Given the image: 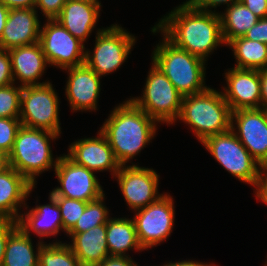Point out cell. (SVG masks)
<instances>
[{
	"instance_id": "1",
	"label": "cell",
	"mask_w": 267,
	"mask_h": 266,
	"mask_svg": "<svg viewBox=\"0 0 267 266\" xmlns=\"http://www.w3.org/2000/svg\"><path fill=\"white\" fill-rule=\"evenodd\" d=\"M151 29L153 34L161 31L175 46L205 61L217 46L225 43L219 13L201 11L188 0Z\"/></svg>"
},
{
	"instance_id": "2",
	"label": "cell",
	"mask_w": 267,
	"mask_h": 266,
	"mask_svg": "<svg viewBox=\"0 0 267 266\" xmlns=\"http://www.w3.org/2000/svg\"><path fill=\"white\" fill-rule=\"evenodd\" d=\"M123 103L115 106L99 130L121 166L141 152L154 139L157 130L156 121L130 99Z\"/></svg>"
},
{
	"instance_id": "3",
	"label": "cell",
	"mask_w": 267,
	"mask_h": 266,
	"mask_svg": "<svg viewBox=\"0 0 267 266\" xmlns=\"http://www.w3.org/2000/svg\"><path fill=\"white\" fill-rule=\"evenodd\" d=\"M232 110L221 92L211 87L183 97L178 119L188 124L202 143L208 137L231 130Z\"/></svg>"
},
{
	"instance_id": "4",
	"label": "cell",
	"mask_w": 267,
	"mask_h": 266,
	"mask_svg": "<svg viewBox=\"0 0 267 266\" xmlns=\"http://www.w3.org/2000/svg\"><path fill=\"white\" fill-rule=\"evenodd\" d=\"M152 62L182 96L205 91V60L175 46L164 35L152 52Z\"/></svg>"
},
{
	"instance_id": "5",
	"label": "cell",
	"mask_w": 267,
	"mask_h": 266,
	"mask_svg": "<svg viewBox=\"0 0 267 266\" xmlns=\"http://www.w3.org/2000/svg\"><path fill=\"white\" fill-rule=\"evenodd\" d=\"M59 136L47 130L22 125L8 154L10 167L35 186L36 176L57 166L59 157L54 160L50 140Z\"/></svg>"
},
{
	"instance_id": "6",
	"label": "cell",
	"mask_w": 267,
	"mask_h": 266,
	"mask_svg": "<svg viewBox=\"0 0 267 266\" xmlns=\"http://www.w3.org/2000/svg\"><path fill=\"white\" fill-rule=\"evenodd\" d=\"M142 94L130 100L157 123L172 125L178 120L184 96L153 62Z\"/></svg>"
},
{
	"instance_id": "7",
	"label": "cell",
	"mask_w": 267,
	"mask_h": 266,
	"mask_svg": "<svg viewBox=\"0 0 267 266\" xmlns=\"http://www.w3.org/2000/svg\"><path fill=\"white\" fill-rule=\"evenodd\" d=\"M202 144L233 177L258 187L262 166L250 155L233 131L208 137Z\"/></svg>"
},
{
	"instance_id": "8",
	"label": "cell",
	"mask_w": 267,
	"mask_h": 266,
	"mask_svg": "<svg viewBox=\"0 0 267 266\" xmlns=\"http://www.w3.org/2000/svg\"><path fill=\"white\" fill-rule=\"evenodd\" d=\"M95 39L94 51L86 50L85 64L100 77L119 69L136 43V37L117 24L98 29Z\"/></svg>"
},
{
	"instance_id": "9",
	"label": "cell",
	"mask_w": 267,
	"mask_h": 266,
	"mask_svg": "<svg viewBox=\"0 0 267 266\" xmlns=\"http://www.w3.org/2000/svg\"><path fill=\"white\" fill-rule=\"evenodd\" d=\"M59 102L51 82L22 87L21 124L60 135Z\"/></svg>"
},
{
	"instance_id": "10",
	"label": "cell",
	"mask_w": 267,
	"mask_h": 266,
	"mask_svg": "<svg viewBox=\"0 0 267 266\" xmlns=\"http://www.w3.org/2000/svg\"><path fill=\"white\" fill-rule=\"evenodd\" d=\"M174 208L173 198L166 193L145 208L133 211L136 212L133 221L137 238L143 250L160 245L171 235L175 219Z\"/></svg>"
},
{
	"instance_id": "11",
	"label": "cell",
	"mask_w": 267,
	"mask_h": 266,
	"mask_svg": "<svg viewBox=\"0 0 267 266\" xmlns=\"http://www.w3.org/2000/svg\"><path fill=\"white\" fill-rule=\"evenodd\" d=\"M40 28V44L51 66L65 69L85 64V44L55 19H46Z\"/></svg>"
},
{
	"instance_id": "12",
	"label": "cell",
	"mask_w": 267,
	"mask_h": 266,
	"mask_svg": "<svg viewBox=\"0 0 267 266\" xmlns=\"http://www.w3.org/2000/svg\"><path fill=\"white\" fill-rule=\"evenodd\" d=\"M53 169L60 183V187L50 192L53 196L91 202L105 195L95 173L74 163L65 154L59 156L57 166Z\"/></svg>"
},
{
	"instance_id": "13",
	"label": "cell",
	"mask_w": 267,
	"mask_h": 266,
	"mask_svg": "<svg viewBox=\"0 0 267 266\" xmlns=\"http://www.w3.org/2000/svg\"><path fill=\"white\" fill-rule=\"evenodd\" d=\"M114 177L131 210L145 208L164 195L158 192L159 175L153 168L140 167L134 163L123 165Z\"/></svg>"
},
{
	"instance_id": "14",
	"label": "cell",
	"mask_w": 267,
	"mask_h": 266,
	"mask_svg": "<svg viewBox=\"0 0 267 266\" xmlns=\"http://www.w3.org/2000/svg\"><path fill=\"white\" fill-rule=\"evenodd\" d=\"M231 131L262 167L267 165V116L263 107L233 111Z\"/></svg>"
},
{
	"instance_id": "15",
	"label": "cell",
	"mask_w": 267,
	"mask_h": 266,
	"mask_svg": "<svg viewBox=\"0 0 267 266\" xmlns=\"http://www.w3.org/2000/svg\"><path fill=\"white\" fill-rule=\"evenodd\" d=\"M227 87L222 92L232 112L239 109L261 108L260 70L230 68L225 73Z\"/></svg>"
},
{
	"instance_id": "16",
	"label": "cell",
	"mask_w": 267,
	"mask_h": 266,
	"mask_svg": "<svg viewBox=\"0 0 267 266\" xmlns=\"http://www.w3.org/2000/svg\"><path fill=\"white\" fill-rule=\"evenodd\" d=\"M97 135L95 138L78 139L71 143L66 156L93 172L110 170L114 178L121 165L116 160L106 137L100 131Z\"/></svg>"
},
{
	"instance_id": "17",
	"label": "cell",
	"mask_w": 267,
	"mask_h": 266,
	"mask_svg": "<svg viewBox=\"0 0 267 266\" xmlns=\"http://www.w3.org/2000/svg\"><path fill=\"white\" fill-rule=\"evenodd\" d=\"M68 72L65 95L70 109L76 111H95L100 94L101 77L86 64L63 69Z\"/></svg>"
},
{
	"instance_id": "18",
	"label": "cell",
	"mask_w": 267,
	"mask_h": 266,
	"mask_svg": "<svg viewBox=\"0 0 267 266\" xmlns=\"http://www.w3.org/2000/svg\"><path fill=\"white\" fill-rule=\"evenodd\" d=\"M37 13L35 8L10 9L0 49L10 50L39 42L41 23Z\"/></svg>"
},
{
	"instance_id": "19",
	"label": "cell",
	"mask_w": 267,
	"mask_h": 266,
	"mask_svg": "<svg viewBox=\"0 0 267 266\" xmlns=\"http://www.w3.org/2000/svg\"><path fill=\"white\" fill-rule=\"evenodd\" d=\"M8 52L11 59L14 84L16 80H20L21 87L50 82H38V79L42 77L46 70L47 64L49 65L40 42L12 48Z\"/></svg>"
},
{
	"instance_id": "20",
	"label": "cell",
	"mask_w": 267,
	"mask_h": 266,
	"mask_svg": "<svg viewBox=\"0 0 267 266\" xmlns=\"http://www.w3.org/2000/svg\"><path fill=\"white\" fill-rule=\"evenodd\" d=\"M34 188L35 186L12 167L0 172V218L18 221L21 215L19 210L26 207L25 200Z\"/></svg>"
},
{
	"instance_id": "21",
	"label": "cell",
	"mask_w": 267,
	"mask_h": 266,
	"mask_svg": "<svg viewBox=\"0 0 267 266\" xmlns=\"http://www.w3.org/2000/svg\"><path fill=\"white\" fill-rule=\"evenodd\" d=\"M100 10L101 3L66 0L62 11L55 20L84 43L98 22Z\"/></svg>"
},
{
	"instance_id": "22",
	"label": "cell",
	"mask_w": 267,
	"mask_h": 266,
	"mask_svg": "<svg viewBox=\"0 0 267 266\" xmlns=\"http://www.w3.org/2000/svg\"><path fill=\"white\" fill-rule=\"evenodd\" d=\"M49 204L37 205L26 213H22L18 219V226L28 235L31 231L39 238L55 236L63 230L60 209L56 198L50 193Z\"/></svg>"
},
{
	"instance_id": "23",
	"label": "cell",
	"mask_w": 267,
	"mask_h": 266,
	"mask_svg": "<svg viewBox=\"0 0 267 266\" xmlns=\"http://www.w3.org/2000/svg\"><path fill=\"white\" fill-rule=\"evenodd\" d=\"M69 246L82 266H95L110 256L106 240V224L81 233H67Z\"/></svg>"
},
{
	"instance_id": "24",
	"label": "cell",
	"mask_w": 267,
	"mask_h": 266,
	"mask_svg": "<svg viewBox=\"0 0 267 266\" xmlns=\"http://www.w3.org/2000/svg\"><path fill=\"white\" fill-rule=\"evenodd\" d=\"M106 240L110 256H129L128 250L143 251L139 244L133 219L112 218L106 223Z\"/></svg>"
},
{
	"instance_id": "25",
	"label": "cell",
	"mask_w": 267,
	"mask_h": 266,
	"mask_svg": "<svg viewBox=\"0 0 267 266\" xmlns=\"http://www.w3.org/2000/svg\"><path fill=\"white\" fill-rule=\"evenodd\" d=\"M31 238L18 226L8 238L2 266H39V250L45 242L40 240L35 251Z\"/></svg>"
},
{
	"instance_id": "26",
	"label": "cell",
	"mask_w": 267,
	"mask_h": 266,
	"mask_svg": "<svg viewBox=\"0 0 267 266\" xmlns=\"http://www.w3.org/2000/svg\"><path fill=\"white\" fill-rule=\"evenodd\" d=\"M219 15L224 45L235 38L244 36L260 19L241 2L226 7L225 12L219 13Z\"/></svg>"
},
{
	"instance_id": "27",
	"label": "cell",
	"mask_w": 267,
	"mask_h": 266,
	"mask_svg": "<svg viewBox=\"0 0 267 266\" xmlns=\"http://www.w3.org/2000/svg\"><path fill=\"white\" fill-rule=\"evenodd\" d=\"M226 46L232 48L237 63L235 68L254 70L267 68V44L242 36L231 40Z\"/></svg>"
},
{
	"instance_id": "28",
	"label": "cell",
	"mask_w": 267,
	"mask_h": 266,
	"mask_svg": "<svg viewBox=\"0 0 267 266\" xmlns=\"http://www.w3.org/2000/svg\"><path fill=\"white\" fill-rule=\"evenodd\" d=\"M39 266H82L67 243H44L39 250Z\"/></svg>"
},
{
	"instance_id": "29",
	"label": "cell",
	"mask_w": 267,
	"mask_h": 266,
	"mask_svg": "<svg viewBox=\"0 0 267 266\" xmlns=\"http://www.w3.org/2000/svg\"><path fill=\"white\" fill-rule=\"evenodd\" d=\"M104 198L105 195L97 200L88 202L81 217L68 233H81L98 225L106 224L110 218L108 208L103 203Z\"/></svg>"
},
{
	"instance_id": "30",
	"label": "cell",
	"mask_w": 267,
	"mask_h": 266,
	"mask_svg": "<svg viewBox=\"0 0 267 266\" xmlns=\"http://www.w3.org/2000/svg\"><path fill=\"white\" fill-rule=\"evenodd\" d=\"M13 84L0 87V118H19L22 87Z\"/></svg>"
},
{
	"instance_id": "31",
	"label": "cell",
	"mask_w": 267,
	"mask_h": 266,
	"mask_svg": "<svg viewBox=\"0 0 267 266\" xmlns=\"http://www.w3.org/2000/svg\"><path fill=\"white\" fill-rule=\"evenodd\" d=\"M60 209L63 222V231L67 234L81 217L88 202L69 199L63 196H54Z\"/></svg>"
},
{
	"instance_id": "32",
	"label": "cell",
	"mask_w": 267,
	"mask_h": 266,
	"mask_svg": "<svg viewBox=\"0 0 267 266\" xmlns=\"http://www.w3.org/2000/svg\"><path fill=\"white\" fill-rule=\"evenodd\" d=\"M21 126L19 118H0V150L7 154L11 152Z\"/></svg>"
},
{
	"instance_id": "33",
	"label": "cell",
	"mask_w": 267,
	"mask_h": 266,
	"mask_svg": "<svg viewBox=\"0 0 267 266\" xmlns=\"http://www.w3.org/2000/svg\"><path fill=\"white\" fill-rule=\"evenodd\" d=\"M18 227V221L0 218V266L4 261V253L10 234Z\"/></svg>"
},
{
	"instance_id": "34",
	"label": "cell",
	"mask_w": 267,
	"mask_h": 266,
	"mask_svg": "<svg viewBox=\"0 0 267 266\" xmlns=\"http://www.w3.org/2000/svg\"><path fill=\"white\" fill-rule=\"evenodd\" d=\"M14 83L11 59L8 50L0 49V87Z\"/></svg>"
},
{
	"instance_id": "35",
	"label": "cell",
	"mask_w": 267,
	"mask_h": 266,
	"mask_svg": "<svg viewBox=\"0 0 267 266\" xmlns=\"http://www.w3.org/2000/svg\"><path fill=\"white\" fill-rule=\"evenodd\" d=\"M66 0H37L35 9H40L47 19H55L62 11Z\"/></svg>"
},
{
	"instance_id": "36",
	"label": "cell",
	"mask_w": 267,
	"mask_h": 266,
	"mask_svg": "<svg viewBox=\"0 0 267 266\" xmlns=\"http://www.w3.org/2000/svg\"><path fill=\"white\" fill-rule=\"evenodd\" d=\"M252 41H259L267 44V17L259 19L244 35Z\"/></svg>"
},
{
	"instance_id": "37",
	"label": "cell",
	"mask_w": 267,
	"mask_h": 266,
	"mask_svg": "<svg viewBox=\"0 0 267 266\" xmlns=\"http://www.w3.org/2000/svg\"><path fill=\"white\" fill-rule=\"evenodd\" d=\"M195 8L205 12H216L212 11V8H217L222 4H226L227 7L233 3L240 2V0H188ZM210 8V9H209Z\"/></svg>"
},
{
	"instance_id": "38",
	"label": "cell",
	"mask_w": 267,
	"mask_h": 266,
	"mask_svg": "<svg viewBox=\"0 0 267 266\" xmlns=\"http://www.w3.org/2000/svg\"><path fill=\"white\" fill-rule=\"evenodd\" d=\"M257 17H267V0H240Z\"/></svg>"
},
{
	"instance_id": "39",
	"label": "cell",
	"mask_w": 267,
	"mask_h": 266,
	"mask_svg": "<svg viewBox=\"0 0 267 266\" xmlns=\"http://www.w3.org/2000/svg\"><path fill=\"white\" fill-rule=\"evenodd\" d=\"M95 266H138V264L129 256H108Z\"/></svg>"
},
{
	"instance_id": "40",
	"label": "cell",
	"mask_w": 267,
	"mask_h": 266,
	"mask_svg": "<svg viewBox=\"0 0 267 266\" xmlns=\"http://www.w3.org/2000/svg\"><path fill=\"white\" fill-rule=\"evenodd\" d=\"M256 199H260L262 203L267 205V167L263 166L259 179L258 187L255 189Z\"/></svg>"
},
{
	"instance_id": "41",
	"label": "cell",
	"mask_w": 267,
	"mask_h": 266,
	"mask_svg": "<svg viewBox=\"0 0 267 266\" xmlns=\"http://www.w3.org/2000/svg\"><path fill=\"white\" fill-rule=\"evenodd\" d=\"M8 9L35 8L37 0H0Z\"/></svg>"
},
{
	"instance_id": "42",
	"label": "cell",
	"mask_w": 267,
	"mask_h": 266,
	"mask_svg": "<svg viewBox=\"0 0 267 266\" xmlns=\"http://www.w3.org/2000/svg\"><path fill=\"white\" fill-rule=\"evenodd\" d=\"M261 107L267 106V68L260 70Z\"/></svg>"
},
{
	"instance_id": "43",
	"label": "cell",
	"mask_w": 267,
	"mask_h": 266,
	"mask_svg": "<svg viewBox=\"0 0 267 266\" xmlns=\"http://www.w3.org/2000/svg\"><path fill=\"white\" fill-rule=\"evenodd\" d=\"M163 266H216L212 263H203L198 261H190V260H183V261H177V262H169L167 264H163Z\"/></svg>"
},
{
	"instance_id": "44",
	"label": "cell",
	"mask_w": 267,
	"mask_h": 266,
	"mask_svg": "<svg viewBox=\"0 0 267 266\" xmlns=\"http://www.w3.org/2000/svg\"><path fill=\"white\" fill-rule=\"evenodd\" d=\"M10 9H8L4 4L0 2V39L6 25V20L8 17Z\"/></svg>"
},
{
	"instance_id": "45",
	"label": "cell",
	"mask_w": 267,
	"mask_h": 266,
	"mask_svg": "<svg viewBox=\"0 0 267 266\" xmlns=\"http://www.w3.org/2000/svg\"><path fill=\"white\" fill-rule=\"evenodd\" d=\"M9 167V155L5 151L0 150V172H3Z\"/></svg>"
},
{
	"instance_id": "46",
	"label": "cell",
	"mask_w": 267,
	"mask_h": 266,
	"mask_svg": "<svg viewBox=\"0 0 267 266\" xmlns=\"http://www.w3.org/2000/svg\"><path fill=\"white\" fill-rule=\"evenodd\" d=\"M72 1H79V2H85V3H100L99 0H72Z\"/></svg>"
},
{
	"instance_id": "47",
	"label": "cell",
	"mask_w": 267,
	"mask_h": 266,
	"mask_svg": "<svg viewBox=\"0 0 267 266\" xmlns=\"http://www.w3.org/2000/svg\"><path fill=\"white\" fill-rule=\"evenodd\" d=\"M264 108V111H265V114L267 116V106L263 107Z\"/></svg>"
}]
</instances>
